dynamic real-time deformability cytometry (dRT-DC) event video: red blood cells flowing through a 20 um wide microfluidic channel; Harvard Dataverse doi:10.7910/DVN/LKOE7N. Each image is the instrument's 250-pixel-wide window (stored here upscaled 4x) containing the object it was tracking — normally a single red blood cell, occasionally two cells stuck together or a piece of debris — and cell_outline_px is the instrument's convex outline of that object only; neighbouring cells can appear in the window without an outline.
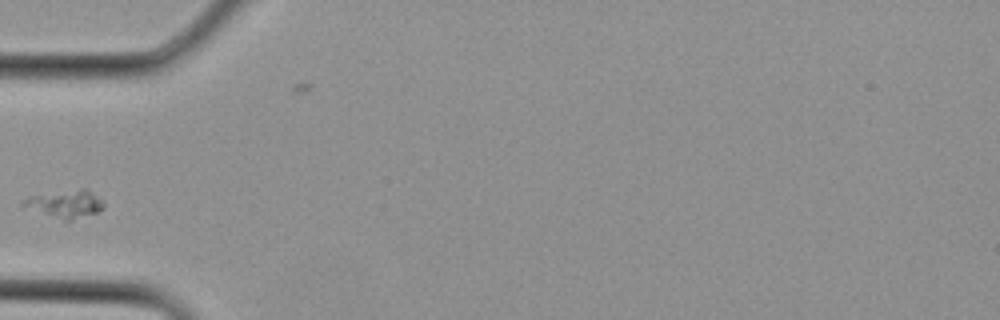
{"species": "Egyptian fruit bat (a non-hibernating species)", "species_latin": "Rousettus aegyptiacus", "temperature_condition": "cold", "stored_images_in_passage": 1, "camera_frame_rate_fps": 3000, "um_per_image_px": 0.085, "animal": {"sex": "female"}, "frame": {"image": 1, "passage_image": 1, "time_ms": 0.0, "image_size_px": [1000, 320], "cell_outline_px": [[104, 204], [96, 212], [72, 220], [64, 220], [20, 204], [28, 196], [80, 188], [84, 188], [92, 192], [104, 200]], "centroid_in_image_um": [5.59, 17.3], "position_along_channel_um": 79.4, "area_um2": 12.48}}